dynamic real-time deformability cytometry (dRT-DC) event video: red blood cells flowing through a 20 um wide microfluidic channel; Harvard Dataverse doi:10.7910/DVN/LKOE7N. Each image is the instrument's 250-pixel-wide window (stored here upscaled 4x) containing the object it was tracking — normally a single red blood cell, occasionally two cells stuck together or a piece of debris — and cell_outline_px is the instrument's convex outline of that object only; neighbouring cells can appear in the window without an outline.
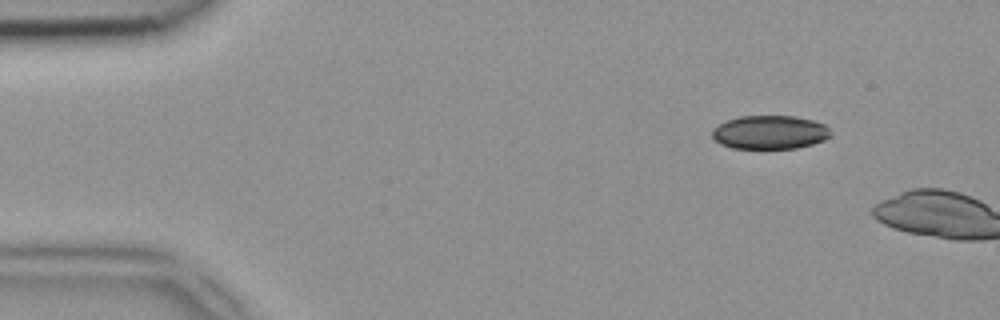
{"species": "common noctule bat (a hibernating species)", "species_latin": "Nyctalus noctula", "temperature_condition": "room temperature", "stored_images_in_passage": 4, "camera_frame_rate_fps": 3000, "um_per_image_px": 0.085, "animal": {"sex": "female", "body_mass_g": 18.4}, "frame": {"image": 1, "passage_image": 1, "time_ms": 0.0, "image_size_px": [1000, 320], "cell_outline_px": [[832, 136], [824, 140], [812, 144], [796, 148], [732, 148], [720, 144], [712, 140], [712, 132], [720, 124], [728, 120], [740, 116], [796, 116], [812, 120], [824, 124], [832, 132]], "centroid_in_image_um": [65.45, 11.25], "position_along_channel_um": 19.5, "area_um2": 23.24}}